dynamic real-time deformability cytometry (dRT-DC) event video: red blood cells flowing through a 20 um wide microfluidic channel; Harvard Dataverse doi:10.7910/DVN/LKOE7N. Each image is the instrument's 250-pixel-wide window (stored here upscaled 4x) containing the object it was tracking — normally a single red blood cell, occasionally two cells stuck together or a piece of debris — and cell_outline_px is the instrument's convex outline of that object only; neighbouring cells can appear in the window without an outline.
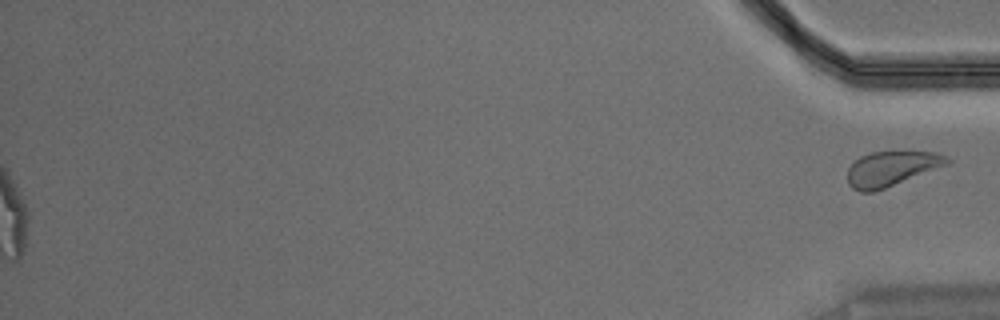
{"species": "Egyptian fruit bat (a non-hibernating species)", "species_latin": "Rousettus aegyptiacus", "temperature_condition": "warm", "stored_images_in_passage": 43, "segment_of_instrument_passage": [2, 2], "camera_frame_rate_fps": 3000, "um_per_image_px": 0.085, "animal": {"sex": "male"}, "frame": {"image": 1, "passage_image": 43, "time_ms": 14.0, "image_size_px": [1000, 320], "cell_outline_px": [[952, 164], [884, 188], [872, 192], [860, 192], [852, 188], [848, 184], [848, 168], [860, 156], [872, 152], [908, 148], [936, 152], [948, 156], [952, 160]], "centroid_in_image_um": [75.88, 14.27], "position_along_channel_um": 359.3, "area_um2": 21.27}}